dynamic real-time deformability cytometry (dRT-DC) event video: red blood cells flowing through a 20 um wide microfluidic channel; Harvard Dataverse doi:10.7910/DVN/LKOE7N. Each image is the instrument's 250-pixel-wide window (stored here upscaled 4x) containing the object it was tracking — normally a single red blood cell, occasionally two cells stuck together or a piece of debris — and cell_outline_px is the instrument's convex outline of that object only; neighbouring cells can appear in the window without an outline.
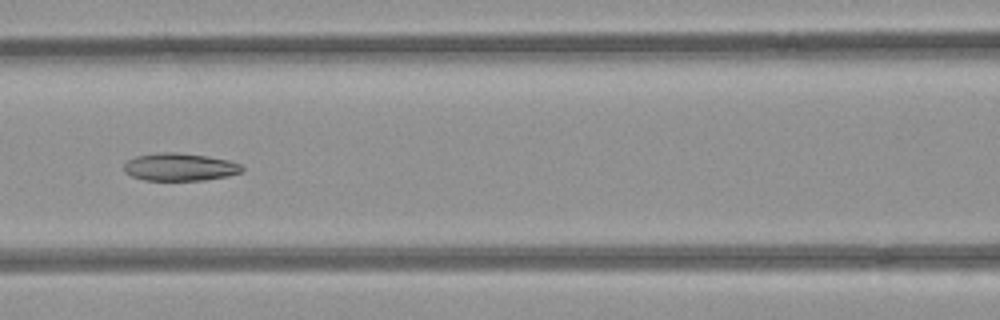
{"species": "common noctule bat (a hibernating species)", "species_latin": "Nyctalus noctula", "temperature_condition": "room temperature", "stored_images_in_passage": 6, "camera_frame_rate_fps": 3000, "um_per_image_px": 0.085, "animal": {"sex": "female", "body_mass_g": 21.9}, "frame": {"image": 1, "passage_image": 6, "time_ms": 1.667, "image_size_px": [1000, 320], "cell_outline_px": [[244, 172], [228, 176], [204, 180], [144, 180], [132, 176], [124, 172], [124, 164], [128, 160], [136, 156], [164, 152], [176, 152], [208, 156], [228, 160], [240, 164], [244, 168]], "centroid_in_image_um": [15.31, 14.2], "position_along_channel_um": 151.3, "area_um2": 19.07}}